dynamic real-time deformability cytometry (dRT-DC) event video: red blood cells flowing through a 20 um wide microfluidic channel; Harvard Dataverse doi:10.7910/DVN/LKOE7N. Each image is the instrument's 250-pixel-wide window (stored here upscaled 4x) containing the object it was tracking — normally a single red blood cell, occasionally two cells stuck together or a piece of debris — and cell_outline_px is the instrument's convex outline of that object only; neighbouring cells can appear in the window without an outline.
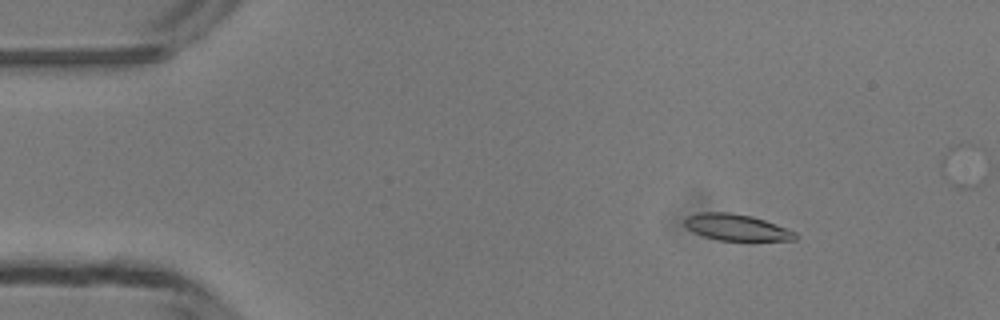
{"species": "common noctule bat (a hibernating species)", "species_latin": "Nyctalus noctula", "temperature_condition": "room temperature", "stored_images_in_passage": 14, "camera_frame_rate_fps": 3000, "um_per_image_px": 0.085, "animal": {"sex": "male", "body_mass_g": 13.3}, "frame": {"image": 1, "passage_image": 6, "time_ms": 1.667, "image_size_px": [1000, 320], "cell_outline_px": [[796, 240], [752, 244], [720, 240], [704, 236], [692, 232], [684, 224], [684, 216], [700, 212], [728, 212], [752, 216], [764, 220], [796, 232]], "centroid_in_image_um": [62.65, 19.39], "position_along_channel_um": 22.4, "area_um2": 17.98}}